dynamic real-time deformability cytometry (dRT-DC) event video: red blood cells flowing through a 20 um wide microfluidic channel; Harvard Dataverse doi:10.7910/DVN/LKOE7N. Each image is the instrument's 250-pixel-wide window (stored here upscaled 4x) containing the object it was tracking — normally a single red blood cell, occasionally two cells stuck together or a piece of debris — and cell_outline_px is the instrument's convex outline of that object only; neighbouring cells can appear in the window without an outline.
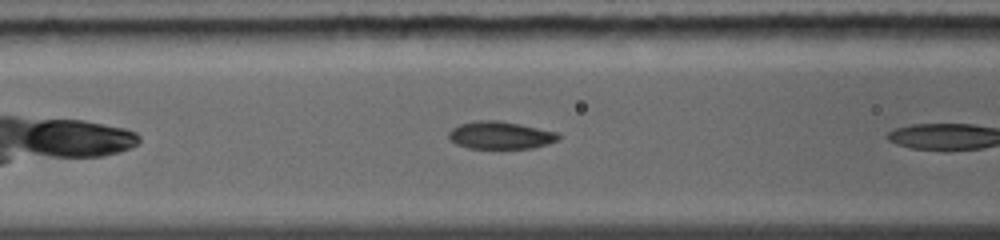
{"species": "common noctule bat (a hibernating species)", "species_latin": "Nyctalus noctula", "temperature_condition": "warm", "stored_images_in_passage": 29, "camera_frame_rate_fps": 5000, "um_per_image_px": 0.085, "animal": {"sex": "female", "body_mass_g": 19.0, "forearm_length_mm": 56.7}, "frame": {"image": 1, "passage_image": 5, "time_ms": 1.4, "image_size_px": [1000, 240], "cell_outline_px": [[560, 136], [556, 140], [548, 144], [532, 148], [468, 148], [456, 144], [448, 136], [448, 132], [452, 128], [460, 124], [476, 120], [500, 120], [520, 124], [556, 132]], "centroid_in_image_um": [42.5, 11.49], "position_along_channel_um": 124.1, "area_um2": 17.51}}